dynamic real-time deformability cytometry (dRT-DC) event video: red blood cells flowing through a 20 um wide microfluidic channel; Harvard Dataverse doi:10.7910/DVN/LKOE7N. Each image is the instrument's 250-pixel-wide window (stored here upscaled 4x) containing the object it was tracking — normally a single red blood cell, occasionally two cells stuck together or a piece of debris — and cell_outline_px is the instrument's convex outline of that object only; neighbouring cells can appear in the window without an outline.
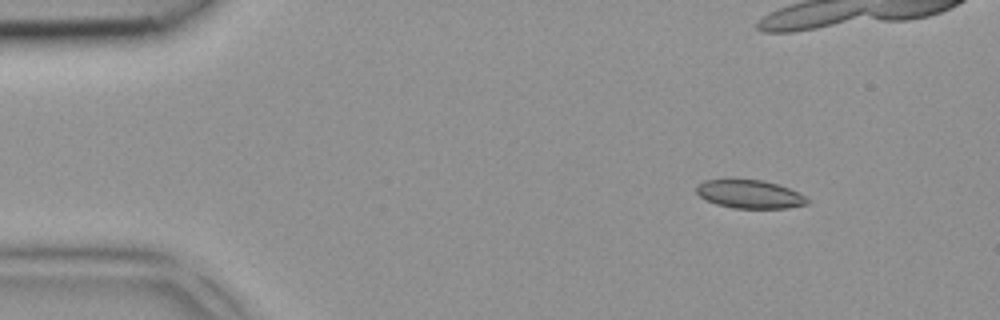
{"species": "common noctule bat (a hibernating species)", "species_latin": "Nyctalus noctula", "temperature_condition": "room temperature", "stored_images_in_passage": 6, "camera_frame_rate_fps": 3000, "um_per_image_px": 0.085, "animal": {"sex": "female", "body_mass_g": 18.4}, "frame": {"image": 1, "passage_image": 2, "time_ms": 0.333, "image_size_px": [1000, 320], "cell_outline_px": [[812, 200], [808, 204], [788, 208], [732, 208], [716, 204], [700, 196], [696, 192], [696, 184], [704, 180], [764, 180], [788, 188]], "centroid_in_image_um": [63.73, 16.51], "position_along_channel_um": 21.3, "area_um2": 18.21}}